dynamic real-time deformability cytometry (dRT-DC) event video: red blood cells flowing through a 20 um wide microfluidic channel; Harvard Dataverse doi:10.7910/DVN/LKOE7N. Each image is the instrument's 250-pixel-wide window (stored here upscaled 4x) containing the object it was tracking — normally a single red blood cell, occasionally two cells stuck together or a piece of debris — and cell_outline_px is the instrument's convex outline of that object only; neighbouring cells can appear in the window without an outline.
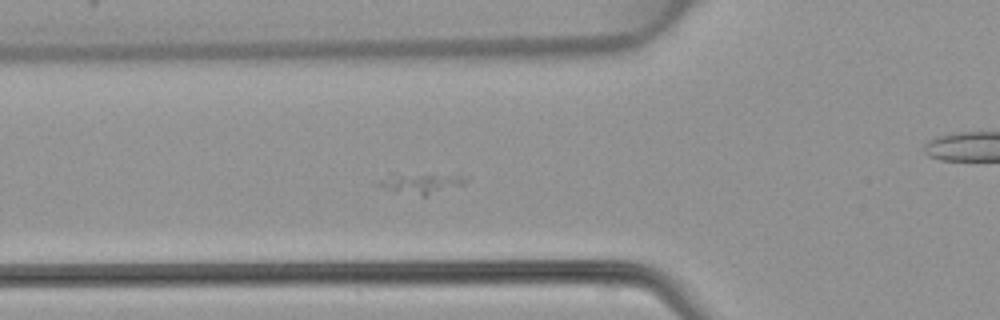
{"species": "common noctule bat (a hibernating species)", "species_latin": "Nyctalus noctula", "temperature_condition": "warm", "stored_images_in_passage": 36, "camera_frame_rate_fps": 3000, "um_per_image_px": 0.085, "animal": {"sex": "female", "body_mass_g": 22.7, "forearm_length_mm": 54.2}, "frame": {"image": 1, "passage_image": 8, "time_ms": 2.333, "image_size_px": [1000, 320], "cell_outline_px": [[468, 180], [464, 184], [428, 196], [420, 196], [396, 192], [380, 188], [376, 184], [376, 180], [392, 172], [460, 176]], "centroid_in_image_um": [35.62, 15.57], "position_along_channel_um": 90.2, "area_um2": 10.87}}
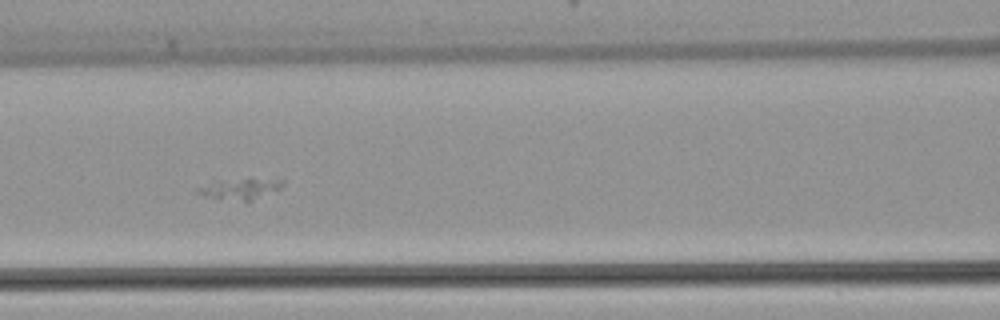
{"frame": {"image": 2, "passage_image": 12, "time_ms": 3.667, "image_size_px": [1000, 320], "cell_outline_px": [[284, 184], [280, 188], [248, 200], [244, 200], [204, 196], [196, 192], [196, 188], [212, 176], [284, 176]], "centroid_in_image_um": [20.37, 15.86], "position_along_channel_um": 146.2, "area_um2": 11.85}}
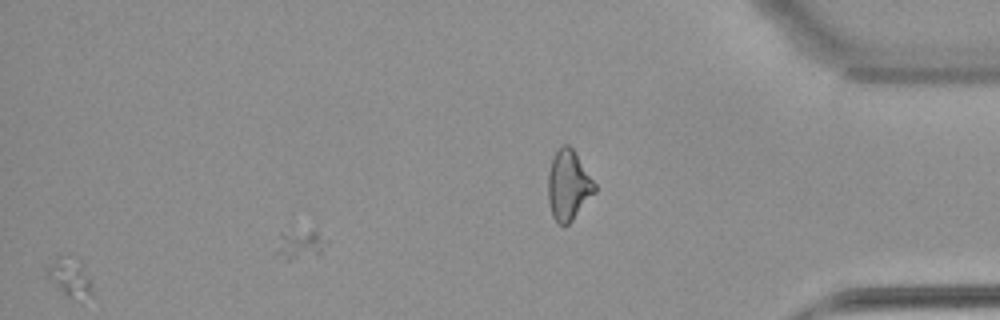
{"frame": {"image": 3, "passage_image": 35, "time_ms": 11.333, "image_size_px": [1000, 320], "cell_outline_px": [[92, 296], [64, 296], [48, 280], [48, 268], [56, 256], [80, 256], [92, 284]], "centroid_in_image_um": [5.95, 23.5], "position_along_channel_um": 429.2, "area_um2": 10.23}}